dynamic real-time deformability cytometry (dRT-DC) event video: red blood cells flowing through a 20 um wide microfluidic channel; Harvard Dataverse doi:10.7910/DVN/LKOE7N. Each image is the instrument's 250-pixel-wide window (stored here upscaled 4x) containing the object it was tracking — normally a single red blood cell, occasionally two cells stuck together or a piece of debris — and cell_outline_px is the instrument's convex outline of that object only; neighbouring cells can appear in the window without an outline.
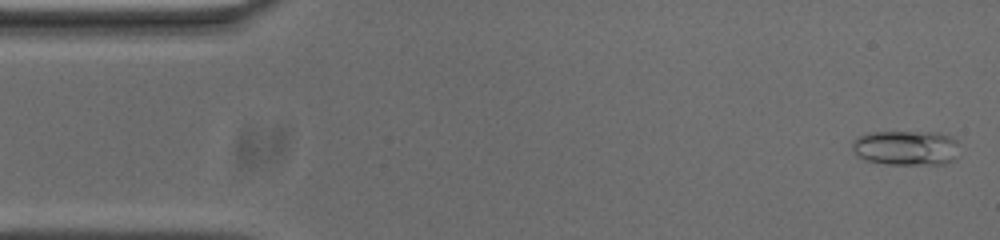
{"species": "common noctule bat (a hibernating species)", "species_latin": "Nyctalus noctula", "temperature_condition": "cold", "stored_images_in_passage": 54, "camera_frame_rate_fps": 3000, "um_per_image_px": 0.085, "animal": {"sex": "male", "body_mass_g": 20.0, "forearm_length_mm": 53.3}, "frame": {"image": 1, "passage_image": 2, "time_ms": 0.333, "image_size_px": [1000, 240], "cell_outline_px": [[960, 156], [956, 160], [948, 164], [888, 164], [864, 160], [852, 148], [852, 140], [856, 136], [868, 132], [940, 132], [952, 136], [956, 140]], "centroid_in_image_um": [77.08, 12.56], "position_along_channel_um": 7.9, "area_um2": 22.31}}
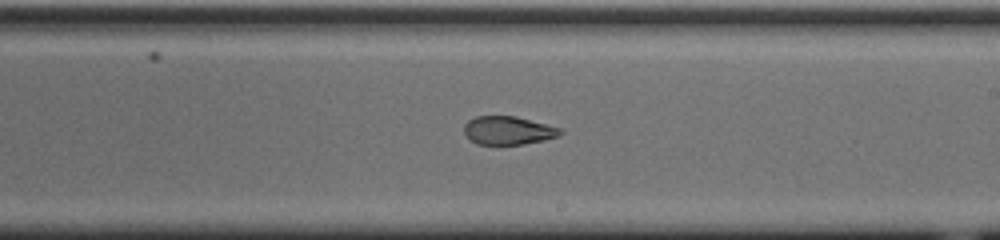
{"frame": {"image": 2, "passage_image": 30, "time_ms": 9.667, "image_size_px": [1000, 240], "cell_outline_px": [[564, 132], [560, 136], [544, 140], [524, 144], [476, 144], [464, 132], [464, 124], [468, 120], [476, 116], [516, 116], [560, 128]], "centroid_in_image_um": [43.21, 11.08], "position_along_channel_um": 245.8, "area_um2": 15.84}}
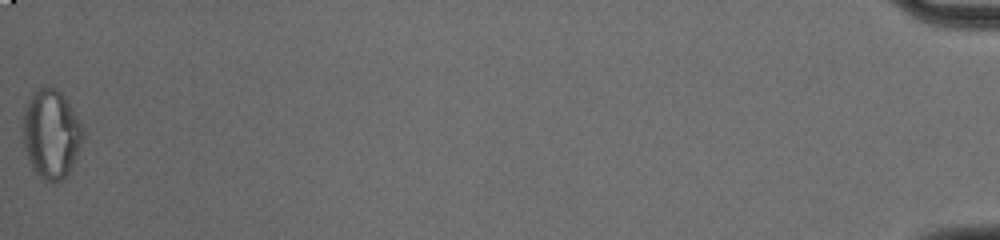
{"frame": {"image": 3, "passage_image": 54, "time_ms": 17.667, "image_size_px": [1000, 240], "cell_outline_px": [[84, 136], [76, 156], [68, 172], [60, 180], [44, 180], [32, 168], [28, 160], [24, 144], [24, 108], [28, 96], [32, 92], [40, 88], [56, 88], [64, 96], [80, 124], [84, 132]], "centroid_in_image_um": [4.32, 11.36], "position_along_channel_um": 430.9, "area_um2": 30.35}, "authors_computed_cell_mechanics": {"area_um2": 19.074, "velocity_mm_per_s": 3.7143, "shape_relaxation_time_tau1_ms": null, "shape_relaxation_time_tau2_ms": 1.7047, "deformation_change_tau1": null, "deformation_change_tau2": 0.0843}}